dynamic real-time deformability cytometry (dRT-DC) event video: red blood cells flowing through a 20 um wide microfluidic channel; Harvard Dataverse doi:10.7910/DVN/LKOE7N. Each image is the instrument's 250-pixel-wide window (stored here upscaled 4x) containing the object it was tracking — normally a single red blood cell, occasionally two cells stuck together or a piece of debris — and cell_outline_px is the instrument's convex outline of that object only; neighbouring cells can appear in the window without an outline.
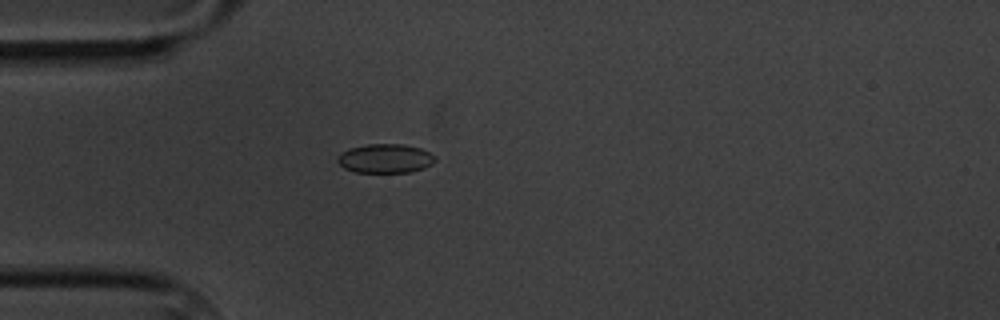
{"species": "common noctule bat (a hibernating species)", "species_latin": "Nyctalus noctula", "temperature_condition": "cold", "stored_images_in_passage": 3, "camera_frame_rate_fps": 3000, "um_per_image_px": 0.085, "animal": {"sex": "male", "body_mass_g": 20.1, "forearm_length_mm": 53.5}, "frame": {"image": 1, "passage_image": 2, "time_ms": 1.333, "image_size_px": [1000, 320], "cell_outline_px": [[436, 160], [432, 164], [424, 168], [408, 172], [356, 172], [344, 168], [336, 160], [340, 152], [348, 148], [368, 144], [404, 144], [420, 148], [428, 152]], "centroid_in_image_um": [32.71, 13.46], "position_along_channel_um": 52.3, "area_um2": 16.47}}